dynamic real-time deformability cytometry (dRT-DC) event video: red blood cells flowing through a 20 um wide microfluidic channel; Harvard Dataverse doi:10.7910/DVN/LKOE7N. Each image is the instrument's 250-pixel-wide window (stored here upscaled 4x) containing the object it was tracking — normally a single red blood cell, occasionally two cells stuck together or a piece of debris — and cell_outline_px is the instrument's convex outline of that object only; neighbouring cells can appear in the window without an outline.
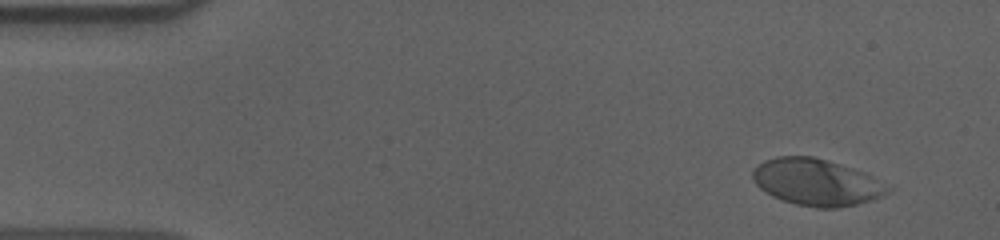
{"species": "human", "species_latin": "Homo sapiens", "temperature_condition": "cold", "stored_images_in_passage": 53, "camera_frame_rate_fps": 3000, "um_per_image_px": 0.085, "donor": {"sex": "male"}, "frame": {"image": 1, "passage_image": 1, "time_ms": 0.0, "image_size_px": [1000, 240], "cell_outline_px": [[892, 192], [884, 196], [872, 200], [856, 204], [836, 208], [816, 208], [796, 204], [780, 200], [764, 192], [756, 184], [752, 176], [752, 172], [756, 164], [764, 160], [776, 156], [812, 156], [852, 168], [864, 172], [892, 184]], "centroid_in_image_um": [69.45, 15.49], "position_along_channel_um": 15.6, "area_um2": 37.34}}
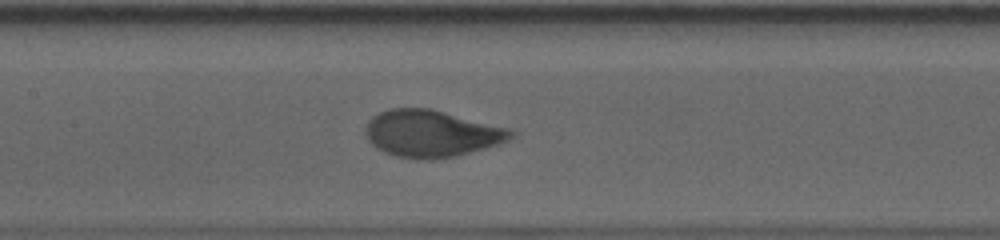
{"frame": {"image": 2, "passage_image": 23, "time_ms": 7.333, "image_size_px": [1000, 240], "cell_outline_px": [[516, 136], [508, 140], [484, 148], [456, 156], [428, 160], [420, 160], [396, 156], [384, 152], [376, 148], [368, 140], [368, 120], [372, 116], [380, 112], [392, 108], [432, 108], [512, 128], [516, 132]], "centroid_in_image_um": [36.73, 11.34], "position_along_channel_um": 170.7, "area_um2": 39.94}}
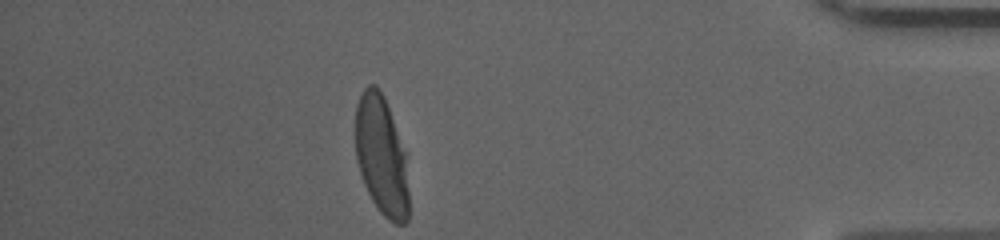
{"frame": {"image": 3, "passage_image": 46, "time_ms": 15.0, "image_size_px": [1000, 240], "cell_outline_px": [[408, 220], [404, 224], [396, 224], [388, 220], [380, 212], [372, 200], [364, 184], [356, 160], [356, 104], [364, 88], [368, 84], [376, 84], [384, 96], [404, 152], [408, 192]], "centroid_in_image_um": [32.4, 13.25], "position_along_channel_um": 402.8, "area_um2": 36.65}, "authors_computed_cell_mechanics": {"area_um2": 38.9572, "velocity_mm_per_s": 3.6092, "shape_relaxation_time_tau1_ms": 3.8593, "shape_relaxation_time_tau2_ms": null, "deformation_change_tau1": 0.1868, "deformation_change_tau2": null}}